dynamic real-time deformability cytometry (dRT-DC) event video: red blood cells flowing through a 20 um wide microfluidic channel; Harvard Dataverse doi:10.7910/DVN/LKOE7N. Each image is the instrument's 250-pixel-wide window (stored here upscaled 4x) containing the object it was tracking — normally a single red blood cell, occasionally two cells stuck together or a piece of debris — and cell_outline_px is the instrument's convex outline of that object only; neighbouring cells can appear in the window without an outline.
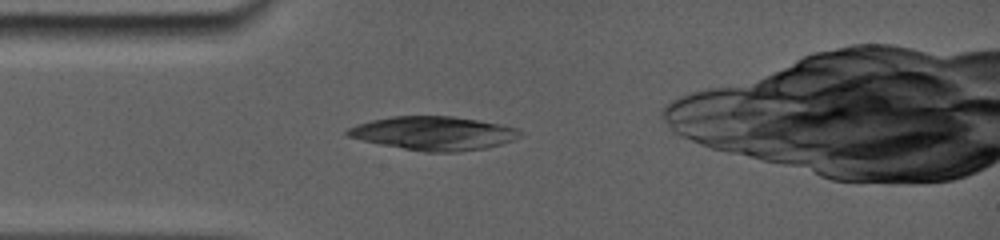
{"species": "common noctule bat (a hibernating species)", "species_latin": "Nyctalus noctula", "temperature_condition": "room temperature", "stored_images_in_passage": 3, "camera_frame_rate_fps": 5000, "um_per_image_px": 0.085, "animal": {"sex": "female", "body_mass_g": 19.0, "forearm_length_mm": 56.7}, "frame": {"image": 1, "passage_image": 3, "time_ms": 1.6, "image_size_px": [1000, 240], "cell_outline_px": [[516, 128], [508, 140], [496, 144], [480, 148], [448, 152], [428, 152], [404, 148], [364, 140], [348, 136], [344, 132], [348, 128], [372, 120], [392, 116], [452, 116], [500, 124]], "centroid_in_image_um": [36.71, 11.3], "position_along_channel_um": 48.3, "area_um2": 32.25}}